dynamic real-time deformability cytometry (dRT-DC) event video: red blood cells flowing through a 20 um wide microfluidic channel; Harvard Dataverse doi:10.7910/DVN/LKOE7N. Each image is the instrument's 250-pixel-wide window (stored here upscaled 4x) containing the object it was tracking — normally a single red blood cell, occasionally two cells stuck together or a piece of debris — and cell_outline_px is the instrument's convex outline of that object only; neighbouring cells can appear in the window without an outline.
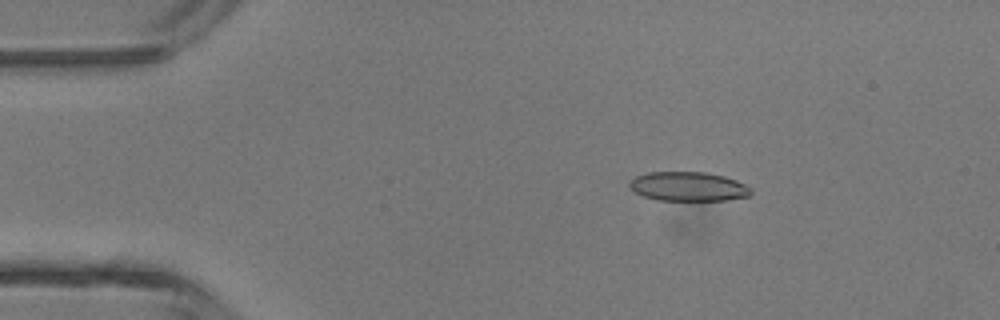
{"species": "common noctule bat (a hibernating species)", "species_latin": "Nyctalus noctula", "temperature_condition": "room temperature", "stored_images_in_passage": 46, "camera_frame_rate_fps": 3000, "um_per_image_px": 0.085, "animal": {"sex": "male", "body_mass_g": 13.3}, "frame": {"image": 1, "passage_image": 8, "time_ms": 2.333, "image_size_px": [1000, 320], "cell_outline_px": [[752, 192], [748, 196], [724, 200], [656, 200], [644, 196], [628, 188], [628, 184], [636, 176], [648, 172], [704, 172], [724, 176], [736, 180], [752, 188]], "centroid_in_image_um": [58.49, 15.85], "position_along_channel_um": 26.5, "area_um2": 20.63}}
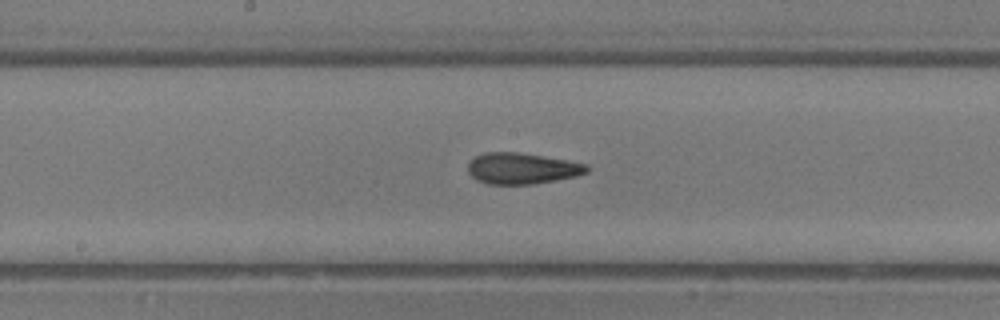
{"frame": {"image": 2, "passage_image": 24, "time_ms": 7.667, "image_size_px": [1000, 320], "cell_outline_px": [[588, 172], [576, 176], [532, 184], [488, 184], [476, 180], [468, 172], [468, 164], [476, 156], [484, 152], [516, 152], [544, 156], [588, 164]], "centroid_in_image_um": [44.36, 14.31], "position_along_channel_um": 203.8, "area_um2": 21.44}}
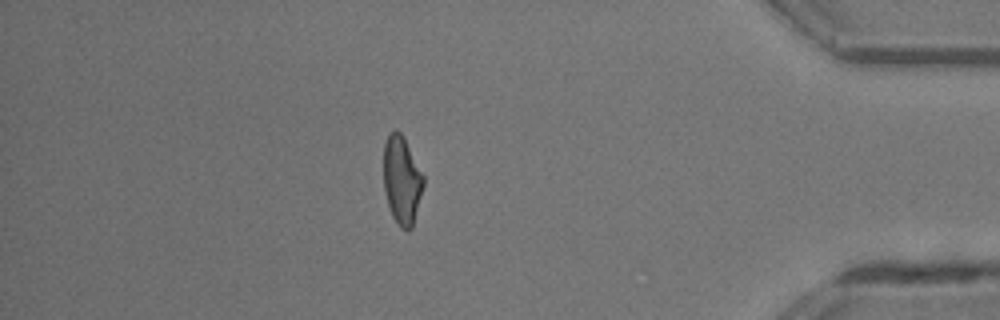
{"frame": {"image": 3, "passage_image": 40, "time_ms": 13.0, "image_size_px": [1000, 320], "cell_outline_px": [[424, 184], [412, 228], [408, 232], [400, 228], [392, 216], [388, 204], [384, 188], [384, 144], [388, 136], [392, 132], [400, 132], [404, 136], [424, 176]], "centroid_in_image_um": [34.17, 15.35], "position_along_channel_um": 401.0, "area_um2": 20.4}, "authors_computed_cell_mechanics": {"area_um2": 21.0103, "velocity_mm_per_s": 4.5181, "shape_relaxation_time_tau1_ms": null, "shape_relaxation_time_tau2_ms": 1.6081, "deformation_change_tau1": null, "deformation_change_tau2": 0.1024}}